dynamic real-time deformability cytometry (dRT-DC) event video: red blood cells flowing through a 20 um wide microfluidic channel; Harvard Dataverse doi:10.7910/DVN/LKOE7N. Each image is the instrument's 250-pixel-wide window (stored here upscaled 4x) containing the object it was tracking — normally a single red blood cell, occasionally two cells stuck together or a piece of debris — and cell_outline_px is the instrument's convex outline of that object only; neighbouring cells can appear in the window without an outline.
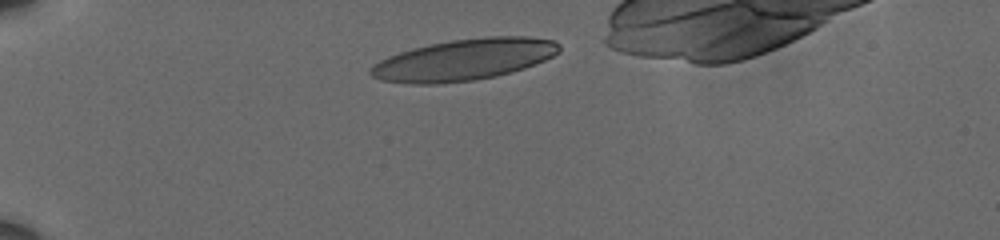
{"species": "human", "species_latin": "Homo sapiens", "temperature_condition": "cold", "stored_images_in_passage": 36, "camera_frame_rate_fps": 3000, "um_per_image_px": 0.085, "donor": {"sex": "male"}, "frame": {"image": 1, "passage_image": 1, "time_ms": 0.0, "image_size_px": [1000, 240], "cell_outline_px": [[560, 52], [544, 60], [524, 68], [496, 76], [476, 80], [436, 84], [408, 84], [380, 80], [372, 76], [368, 72], [372, 64], [388, 56], [400, 52], [432, 44], [452, 40], [488, 36], [524, 36], [552, 40], [560, 44]], "centroid_in_image_um": [39.42, 5.08], "position_along_channel_um": 45.6, "area_um2": 45.37}}
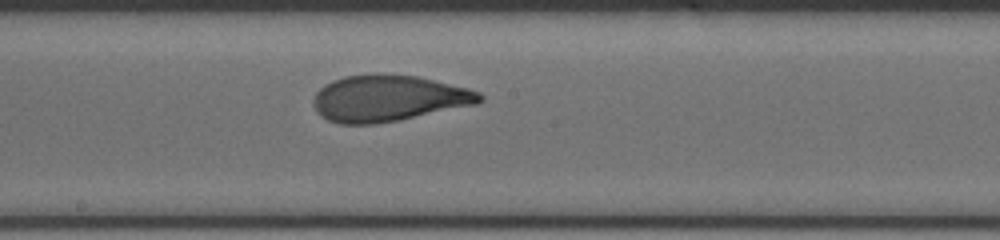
{"frame": {"image": 2, "passage_image": 19, "time_ms": 6.0, "image_size_px": [1000, 240], "cell_outline_px": [[484, 100], [476, 104], [400, 120], [376, 124], [340, 124], [328, 120], [320, 116], [316, 112], [312, 104], [312, 100], [316, 92], [324, 84], [332, 80], [344, 76], [376, 72], [384, 72], [416, 76], [468, 88], [480, 92], [484, 96]], "centroid_in_image_um": [32.97, 8.34], "position_along_channel_um": 215.2, "area_um2": 45.55}}
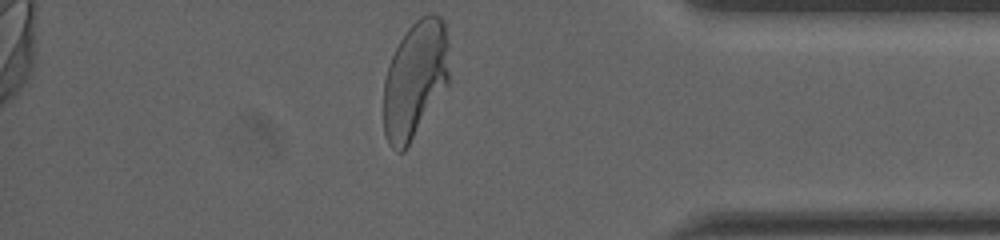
{"frame": {"image": 3, "passage_image": 36, "time_ms": 11.667, "image_size_px": [1000, 240], "cell_outline_px": [[448, 84], [404, 152], [396, 152], [388, 144], [384, 136], [384, 80], [392, 56], [400, 40], [408, 28], [420, 16], [428, 12], [432, 12], [440, 16], [444, 20], [448, 40]], "centroid_in_image_um": [35.28, 6.75], "position_along_channel_um": 399.9, "area_um2": 44.97}, "authors_computed_cell_mechanics": {"area_um2": 45.0551, "velocity_mm_per_s": 3.5921, "shape_relaxation_time_tau1_ms": 4.5079, "shape_relaxation_time_tau2_ms": 0.8119, "deformation_change_tau1": 0.2128, "deformation_change_tau2": 0.0723}}